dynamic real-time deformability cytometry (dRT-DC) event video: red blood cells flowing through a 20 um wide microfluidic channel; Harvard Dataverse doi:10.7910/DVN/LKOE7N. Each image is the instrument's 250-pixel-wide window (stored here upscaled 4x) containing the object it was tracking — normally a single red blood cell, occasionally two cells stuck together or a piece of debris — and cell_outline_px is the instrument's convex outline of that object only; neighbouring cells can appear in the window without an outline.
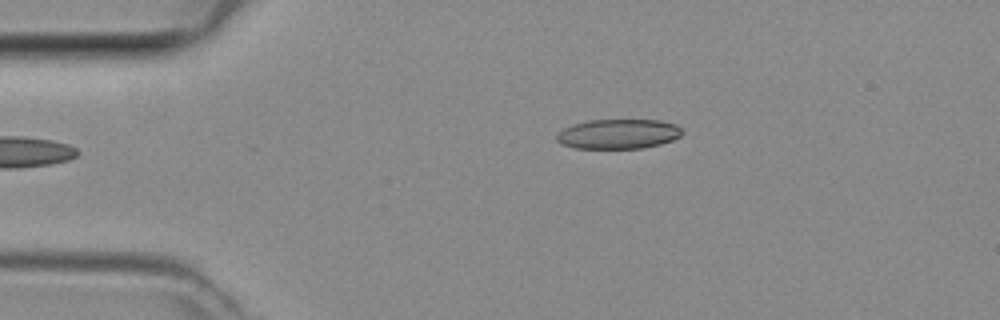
{"species": "common noctule bat (a hibernating species)", "species_latin": "Nyctalus noctula", "temperature_condition": "room temperature", "stored_images_in_passage": 4, "camera_frame_rate_fps": 3000, "um_per_image_px": 0.085, "animal": {"sex": "female", "body_mass_g": 29.2, "forearm_length_mm": 56.3}, "frame": {"image": 1, "passage_image": 4, "time_ms": 1.0, "image_size_px": [1000, 320], "cell_outline_px": [[684, 132], [680, 136], [672, 140], [660, 144], [644, 148], [576, 148], [560, 144], [556, 140], [556, 132], [572, 124], [588, 120], [660, 120], [676, 124]], "centroid_in_image_um": [52.53, 11.38], "position_along_channel_um": 32.5, "area_um2": 21.91}}